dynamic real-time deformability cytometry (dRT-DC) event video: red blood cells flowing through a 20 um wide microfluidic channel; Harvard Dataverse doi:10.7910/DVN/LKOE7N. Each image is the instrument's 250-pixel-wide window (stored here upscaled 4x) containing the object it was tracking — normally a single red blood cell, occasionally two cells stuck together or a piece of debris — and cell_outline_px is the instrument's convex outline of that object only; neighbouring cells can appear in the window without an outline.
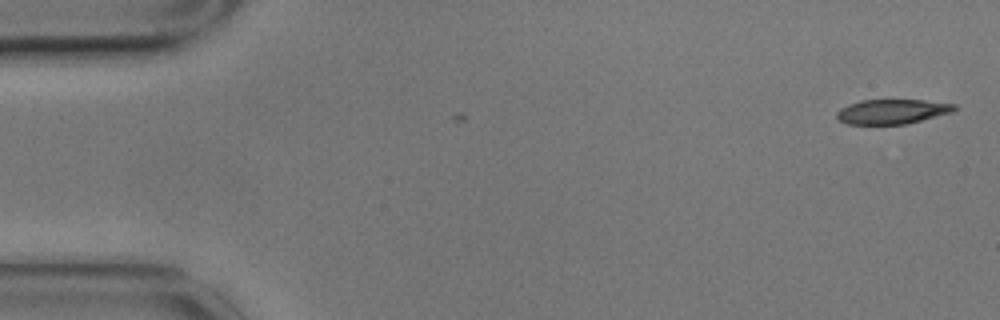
{"species": "common noctule bat (a hibernating species)", "species_latin": "Nyctalus noctula", "temperature_condition": "cold", "stored_images_in_passage": 2, "camera_frame_rate_fps": 3000, "um_per_image_px": 0.085, "animal": {"sex": "male", "body_mass_g": 17.9}, "frame": {"image": 1, "passage_image": 2, "time_ms": 0.333, "image_size_px": [1000, 320], "cell_outline_px": [[960, 108], [952, 112], [908, 124], [848, 124], [840, 120], [836, 116], [836, 112], [840, 108], [848, 104], [860, 100], [924, 100], [956, 104]], "centroid_in_image_um": [75.86, 9.48], "position_along_channel_um": 9.1, "area_um2": 17.05}}